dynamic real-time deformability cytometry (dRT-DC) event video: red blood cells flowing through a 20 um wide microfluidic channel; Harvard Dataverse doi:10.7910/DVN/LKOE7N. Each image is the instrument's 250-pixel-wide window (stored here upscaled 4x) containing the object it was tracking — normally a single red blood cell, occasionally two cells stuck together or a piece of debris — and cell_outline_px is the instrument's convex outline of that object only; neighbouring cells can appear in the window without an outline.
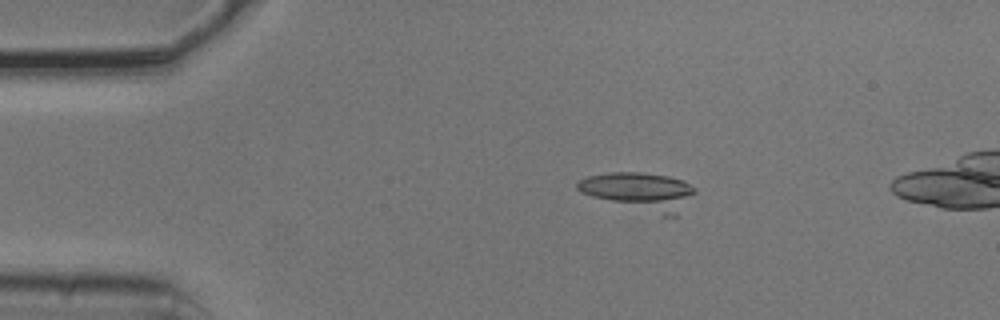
{"species": "common noctule bat (a hibernating species)", "species_latin": "Nyctalus noctula", "temperature_condition": "cold", "stored_images_in_passage": 6, "camera_frame_rate_fps": 3000, "um_per_image_px": 0.085, "animal": {"sex": "male", "body_mass_g": 20.5, "forearm_length_mm": 52.5}, "frame": {"image": 1, "passage_image": 2, "time_ms": 0.333, "image_size_px": [1000, 320], "cell_outline_px": [[696, 192], [676, 216], [664, 216], [592, 196], [580, 192], [576, 188], [576, 184], [580, 180], [588, 176], [608, 172], [640, 172], [668, 176], [684, 180], [696, 188]], "centroid_in_image_um": [54.4, 16.24], "position_along_channel_um": 30.6, "area_um2": 25.49}}
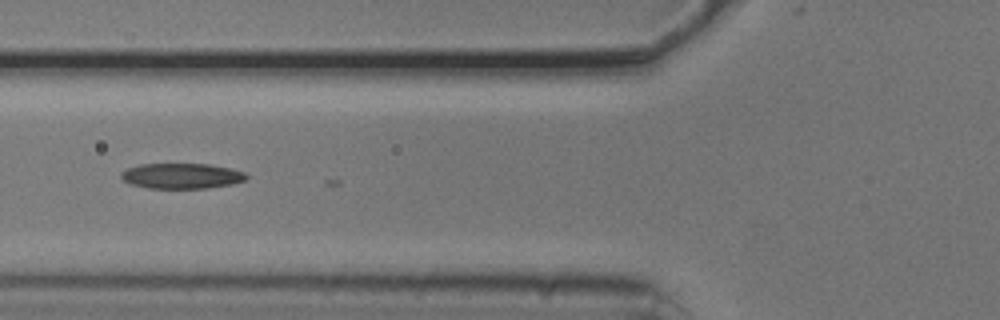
{"frame": {"image": 2, "passage_image": 5, "time_ms": 1.333, "image_size_px": [1000, 320], "cell_outline_px": [[248, 176], [244, 180], [232, 184], [208, 188], [148, 188], [132, 184], [124, 180], [120, 176], [120, 172], [128, 168], [140, 164], [208, 164], [232, 168], [244, 172]], "centroid_in_image_um": [15.45, 14.95], "position_along_channel_um": 110.4, "area_um2": 18.5}}